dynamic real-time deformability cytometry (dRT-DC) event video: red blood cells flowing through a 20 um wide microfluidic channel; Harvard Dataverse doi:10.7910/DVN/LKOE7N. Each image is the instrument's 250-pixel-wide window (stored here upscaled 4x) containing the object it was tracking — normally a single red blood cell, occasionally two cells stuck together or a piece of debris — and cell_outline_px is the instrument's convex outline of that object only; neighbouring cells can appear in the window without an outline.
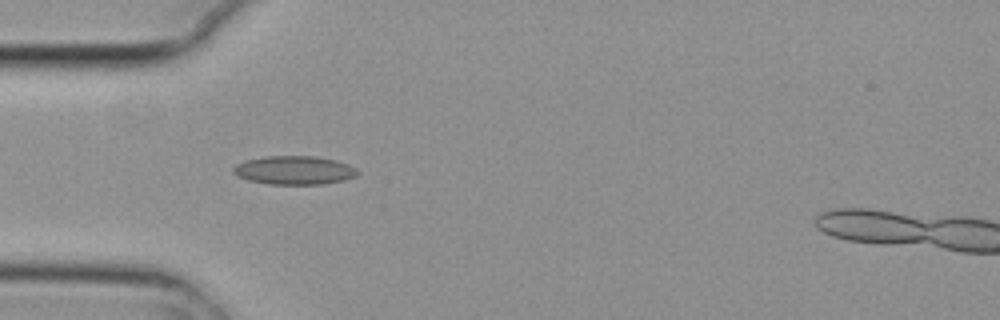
{"species": "common noctule bat (a hibernating species)", "species_latin": "Nyctalus noctula", "temperature_condition": "cold", "stored_images_in_passage": 4, "camera_frame_rate_fps": 3000, "um_per_image_px": 0.085, "animal": {"sex": "female", "body_mass_g": 29.2, "forearm_length_mm": 56.3}, "frame": {"image": 1, "passage_image": 3, "time_ms": 0.667, "image_size_px": [1000, 320], "cell_outline_px": [[360, 172], [356, 176], [344, 180], [324, 184], [268, 184], [248, 180], [236, 176], [232, 172], [232, 168], [236, 164], [244, 160], [264, 156], [316, 156], [336, 160], [348, 164], [356, 168]], "centroid_in_image_um": [24.99, 14.46], "position_along_channel_um": 60.0, "area_um2": 20.98}}
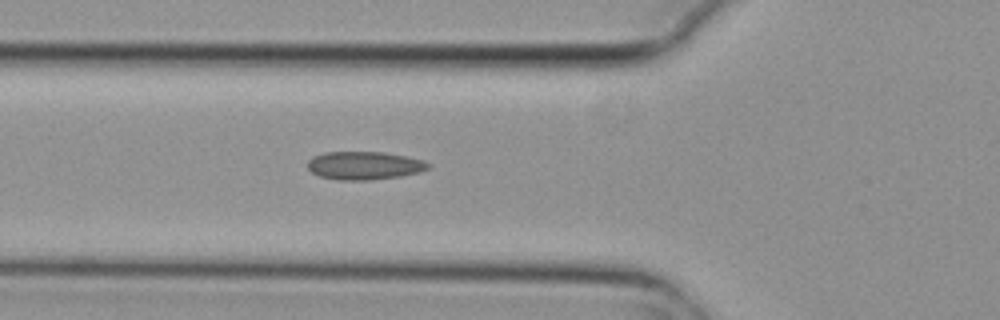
{"frame": {"image": 2, "passage_image": 4, "time_ms": 1.0, "image_size_px": [1000, 320], "cell_outline_px": [[432, 164], [428, 168], [420, 172], [400, 176], [368, 180], [336, 180], [320, 176], [312, 172], [308, 168], [308, 160], [312, 156], [324, 152], [384, 152], [424, 160]], "centroid_in_image_um": [30.96, 14.07], "position_along_channel_um": 94.8, "area_um2": 19.83}}